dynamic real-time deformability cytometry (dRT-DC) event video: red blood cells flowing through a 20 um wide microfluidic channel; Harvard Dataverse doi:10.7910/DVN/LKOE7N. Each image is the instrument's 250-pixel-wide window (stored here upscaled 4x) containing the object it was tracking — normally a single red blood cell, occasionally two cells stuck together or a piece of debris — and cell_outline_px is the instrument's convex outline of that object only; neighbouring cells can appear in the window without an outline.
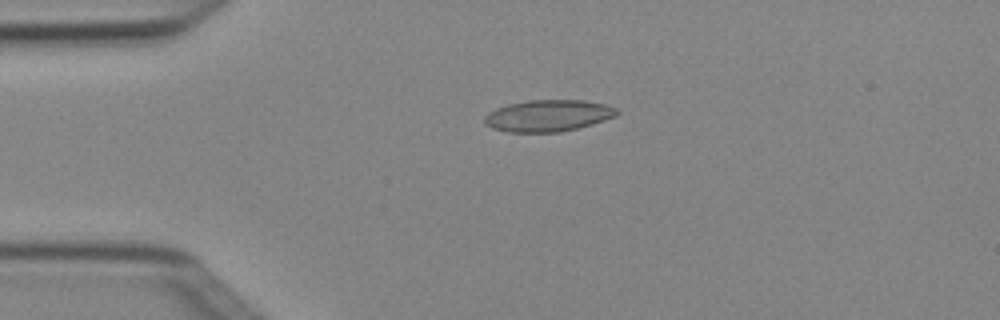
{"species": "Egyptian fruit bat (a non-hibernating species)", "species_latin": "Rousettus aegyptiacus", "temperature_condition": "cold", "stored_images_in_passage": 4, "camera_frame_rate_fps": 3000, "um_per_image_px": 0.085, "animal": {"sex": "female"}, "frame": {"image": 1, "passage_image": 3, "time_ms": 0.667, "image_size_px": [1000, 320], "cell_outline_px": [[620, 112], [616, 116], [592, 124], [560, 132], [508, 132], [492, 128], [484, 124], [484, 116], [488, 112], [496, 108], [508, 104], [528, 100], [584, 100], [604, 104], [616, 108]], "centroid_in_image_um": [46.57, 9.83], "position_along_channel_um": 38.4, "area_um2": 24.45}}